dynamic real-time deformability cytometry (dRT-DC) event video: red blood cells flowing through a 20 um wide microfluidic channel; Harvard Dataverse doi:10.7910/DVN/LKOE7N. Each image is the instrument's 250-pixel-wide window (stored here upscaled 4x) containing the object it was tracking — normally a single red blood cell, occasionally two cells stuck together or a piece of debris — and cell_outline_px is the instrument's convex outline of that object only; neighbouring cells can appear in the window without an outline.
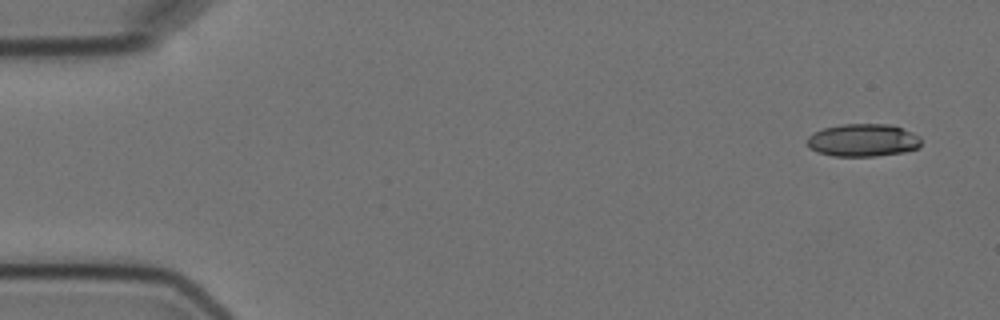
{"species": "Egyptian fruit bat (a non-hibernating species)", "species_latin": "Rousettus aegyptiacus", "temperature_condition": "cold", "stored_images_in_passage": 4, "camera_frame_rate_fps": 3000, "um_per_image_px": 0.085, "animal": {"sex": "female"}, "frame": {"image": 1, "passage_image": 1, "time_ms": 0.0, "image_size_px": [1000, 320], "cell_outline_px": [[920, 144], [916, 148], [904, 152], [876, 156], [832, 156], [816, 152], [808, 148], [808, 136], [824, 128], [844, 124], [888, 124], [912, 132], [920, 136]], "centroid_in_image_um": [73.33, 11.93], "position_along_channel_um": 11.7, "area_um2": 21.62}}
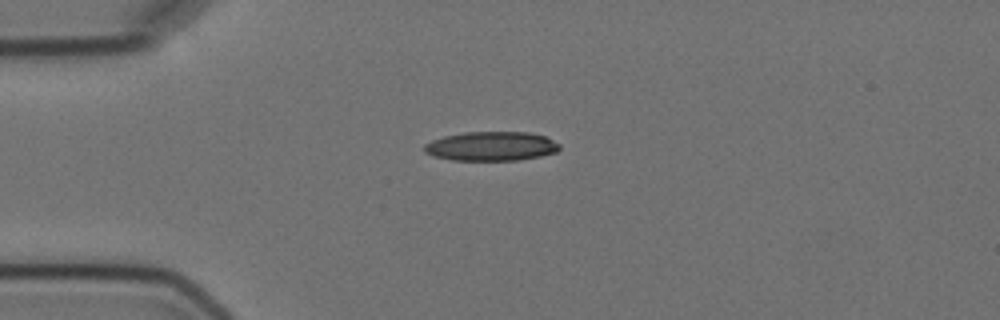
{"frame": {"image": 2, "passage_image": 4, "time_ms": 3.667, "image_size_px": [1000, 320], "cell_outline_px": [[560, 148], [556, 152], [540, 156], [520, 160], [452, 160], [432, 156], [424, 152], [424, 144], [432, 140], [444, 136], [464, 132], [528, 132], [544, 136], [560, 144]], "centroid_in_image_um": [41.74, 12.43], "position_along_channel_um": 43.3, "area_um2": 23.06}}